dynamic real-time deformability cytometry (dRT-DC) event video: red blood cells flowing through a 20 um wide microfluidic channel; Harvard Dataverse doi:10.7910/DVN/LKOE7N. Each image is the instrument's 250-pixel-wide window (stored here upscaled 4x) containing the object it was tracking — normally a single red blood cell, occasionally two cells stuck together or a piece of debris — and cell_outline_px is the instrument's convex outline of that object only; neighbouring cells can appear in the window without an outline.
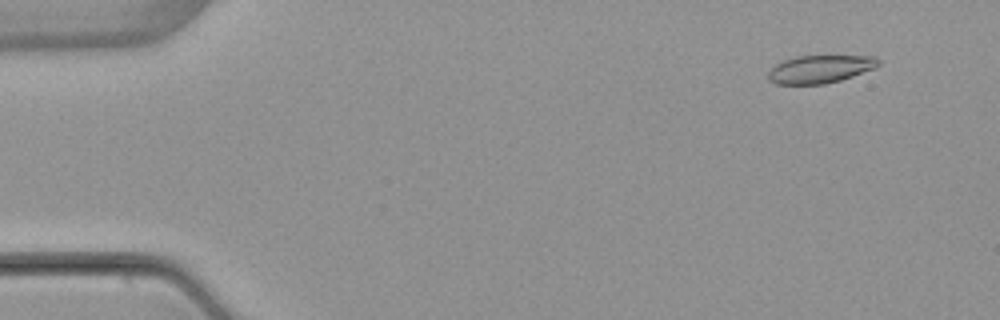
{"species": "common noctule bat (a hibernating species)", "species_latin": "Nyctalus noctula", "temperature_condition": "warm", "stored_images_in_passage": 4, "camera_frame_rate_fps": 3000, "um_per_image_px": 0.085, "animal": {"sex": "female", "body_mass_g": 22.7, "forearm_length_mm": 54.2}, "frame": {"image": 1, "passage_image": 2, "time_ms": 1.333, "image_size_px": [1000, 320], "cell_outline_px": [[880, 64], [876, 68], [840, 80], [824, 84], [776, 84], [768, 80], [768, 72], [776, 64], [784, 60], [796, 56], [876, 56], [880, 60]], "centroid_in_image_um": [69.72, 5.87], "position_along_channel_um": 15.3, "area_um2": 17.92}}
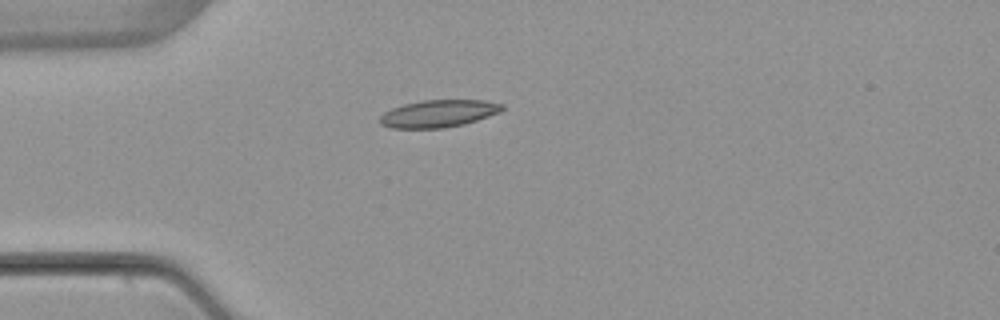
{"frame": {"image": 2, "passage_image": 4, "time_ms": 4.667, "image_size_px": [1000, 320], "cell_outline_px": [[504, 108], [500, 112], [464, 124], [444, 128], [392, 128], [380, 124], [380, 116], [384, 112], [392, 108], [404, 104], [424, 100], [484, 100], [504, 104]], "centroid_in_image_um": [37.28, 9.65], "position_along_channel_um": 47.7, "area_um2": 19.42}}